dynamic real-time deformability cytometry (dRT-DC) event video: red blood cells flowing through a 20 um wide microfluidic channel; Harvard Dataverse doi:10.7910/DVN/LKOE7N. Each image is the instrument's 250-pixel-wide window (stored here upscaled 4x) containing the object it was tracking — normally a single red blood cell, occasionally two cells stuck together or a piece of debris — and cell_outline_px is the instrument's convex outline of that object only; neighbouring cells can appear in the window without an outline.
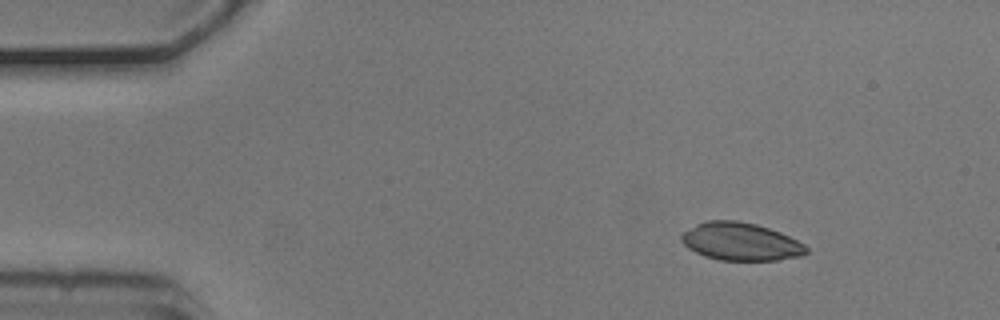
{"species": "common noctule bat (a hibernating species)", "species_latin": "Nyctalus noctula", "temperature_condition": "cold", "stored_images_in_passage": 8, "camera_frame_rate_fps": 3000, "um_per_image_px": 0.085, "animal": {"sex": "male", "body_mass_g": 20.5, "forearm_length_mm": 52.5}, "frame": {"image": 1, "passage_image": 1, "time_ms": 0.0, "image_size_px": [1000, 320], "cell_outline_px": [[808, 252], [800, 256], [776, 260], [720, 260], [704, 256], [688, 248], [680, 240], [680, 236], [684, 232], [696, 224], [704, 220], [736, 220], [756, 224], [780, 232], [804, 244], [808, 248]], "centroid_in_image_um": [62.94, 20.53], "position_along_channel_um": 22.1, "area_um2": 27.46}}
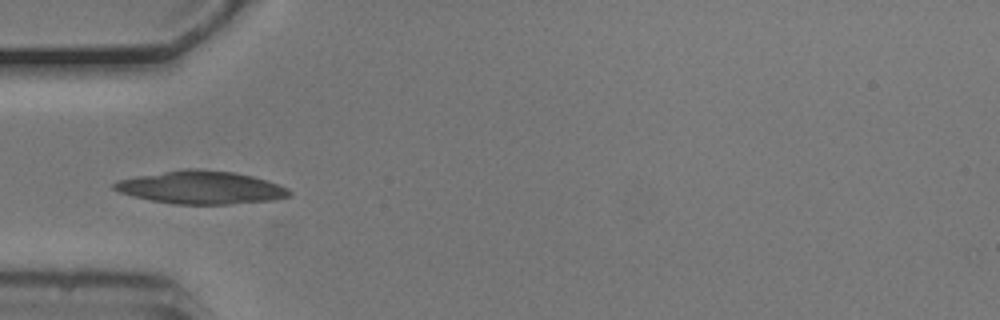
{"frame": {"image": 2, "passage_image": 4, "time_ms": 1.0, "image_size_px": [1000, 320], "cell_outline_px": [[292, 196], [272, 200], [228, 204], [176, 204], [152, 200], [132, 196], [120, 192], [112, 188], [112, 184], [116, 180], [136, 176], [188, 168], [200, 168], [236, 172], [252, 176], [288, 188], [292, 192]], "centroid_in_image_um": [17.08, 15.93], "position_along_channel_um": 67.9, "area_um2": 33.58}}
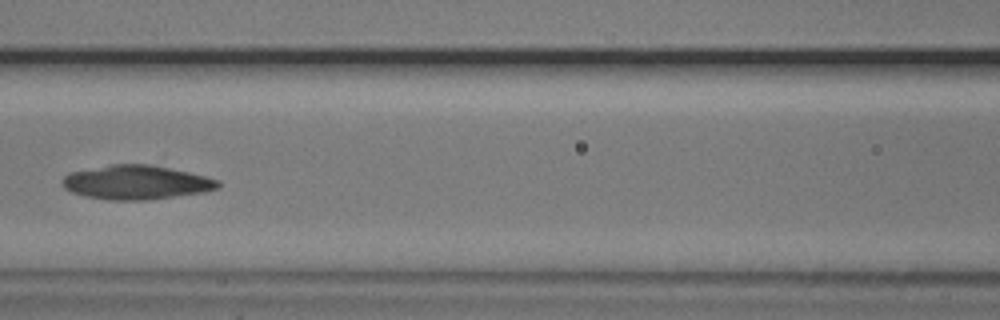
{"frame": {"image": 3, "passage_image": 6, "time_ms": 1.667, "image_size_px": [1000, 320], "cell_outline_px": [[220, 188], [204, 192], [148, 200], [108, 200], [84, 196], [72, 192], [64, 188], [60, 184], [60, 180], [68, 172], [108, 164], [152, 164], [188, 172], [220, 180]], "centroid_in_image_um": [11.54, 15.5], "position_along_channel_um": 155.1, "area_um2": 31.33}}